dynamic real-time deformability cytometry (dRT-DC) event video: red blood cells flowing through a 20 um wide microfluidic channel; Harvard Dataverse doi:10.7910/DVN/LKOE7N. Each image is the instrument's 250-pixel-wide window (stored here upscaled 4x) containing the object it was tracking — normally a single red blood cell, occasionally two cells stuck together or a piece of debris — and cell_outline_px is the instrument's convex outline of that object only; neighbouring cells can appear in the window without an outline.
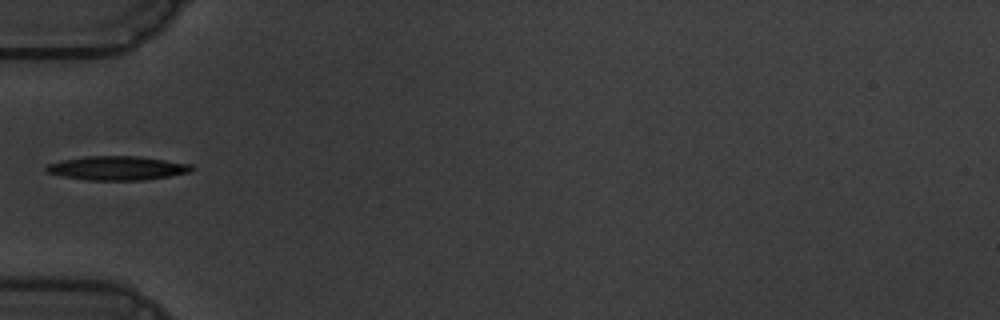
{"species": "common noctule bat (a hibernating species)", "species_latin": "Nyctalus noctula", "temperature_condition": "warm", "stored_images_in_passage": 4, "camera_frame_rate_fps": 3000, "um_per_image_px": 0.085, "animal": {"sex": "male", "body_mass_g": 19.5, "forearm_length_mm": 54.6}, "frame": {"image": 1, "passage_image": 1, "time_ms": 0.0, "image_size_px": [1000, 320], "cell_outline_px": [[196, 168], [192, 172], [144, 180], [88, 180], [64, 176], [48, 172], [44, 168], [48, 164], [64, 160], [84, 156], [136, 156], [192, 164]], "centroid_in_image_um": [10.02, 14.29], "position_along_channel_um": 75.0, "area_um2": 20.17}}